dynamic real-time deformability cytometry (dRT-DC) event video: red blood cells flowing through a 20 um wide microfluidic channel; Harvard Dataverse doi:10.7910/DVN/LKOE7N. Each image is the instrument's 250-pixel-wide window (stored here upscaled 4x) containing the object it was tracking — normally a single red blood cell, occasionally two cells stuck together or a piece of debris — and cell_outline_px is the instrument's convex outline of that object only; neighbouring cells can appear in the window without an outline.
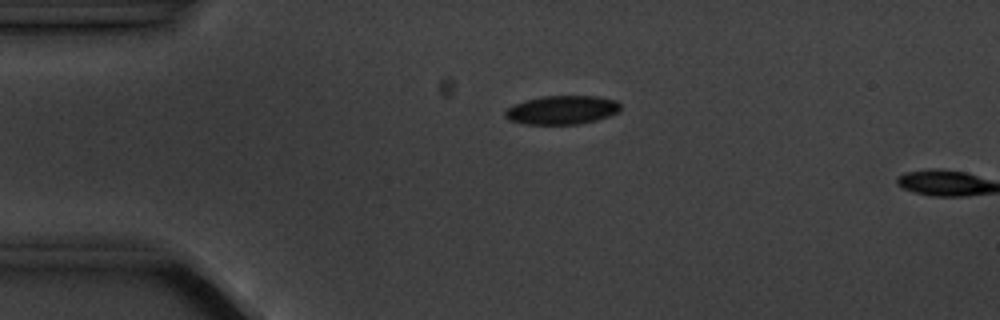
{"species": "common noctule bat (a hibernating species)", "species_latin": "Nyctalus noctula", "temperature_condition": "cold", "stored_images_in_passage": 6, "camera_frame_rate_fps": 3000, "um_per_image_px": 0.085, "animal": {"sex": "male", "body_mass_g": 20.1, "forearm_length_mm": 53.5}, "frame": {"image": 1, "passage_image": 6, "time_ms": 5.667, "image_size_px": [1000, 320], "cell_outline_px": [[620, 108], [616, 112], [608, 116], [596, 120], [580, 124], [524, 124], [508, 120], [504, 116], [504, 112], [512, 104], [544, 96], [596, 96], [616, 100], [620, 104]], "centroid_in_image_um": [47.74, 9.35], "position_along_channel_um": 37.3, "area_um2": 19.25}}